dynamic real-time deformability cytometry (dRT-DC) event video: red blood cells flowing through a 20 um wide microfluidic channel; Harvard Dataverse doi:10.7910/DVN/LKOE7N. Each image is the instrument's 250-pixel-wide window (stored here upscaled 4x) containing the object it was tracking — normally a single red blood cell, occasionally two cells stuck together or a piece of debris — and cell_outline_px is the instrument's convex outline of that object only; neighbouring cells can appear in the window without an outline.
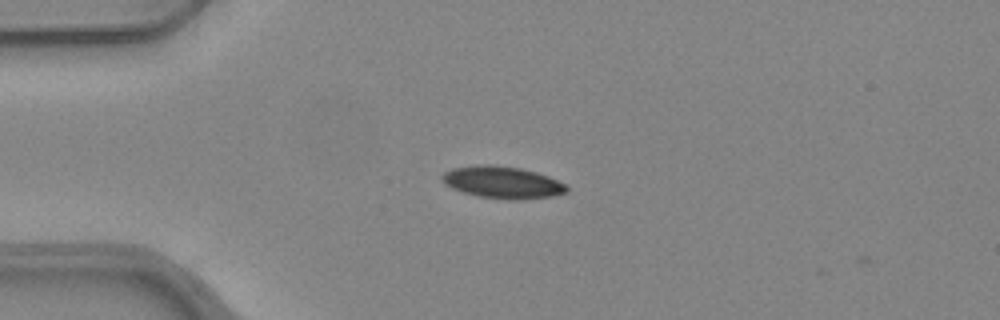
{"species": "common noctule bat (a hibernating species)", "species_latin": "Nyctalus noctula", "temperature_condition": "warm", "stored_images_in_passage": 40, "camera_frame_rate_fps": 3000, "um_per_image_px": 0.085, "animal": {"sex": "female", "body_mass_g": 24.6, "forearm_length_mm": 56.2}, "frame": {"image": 1, "passage_image": 1, "time_ms": 0.0, "image_size_px": [1000, 320], "cell_outline_px": [[568, 192], [552, 196], [516, 200], [512, 200], [480, 196], [464, 192], [452, 188], [444, 184], [440, 180], [440, 176], [444, 172], [452, 168], [476, 164], [492, 164], [520, 168], [536, 172], [548, 176], [564, 184], [568, 188]], "centroid_in_image_um": [42.66, 15.48], "position_along_channel_um": 42.3, "area_um2": 23.29}}
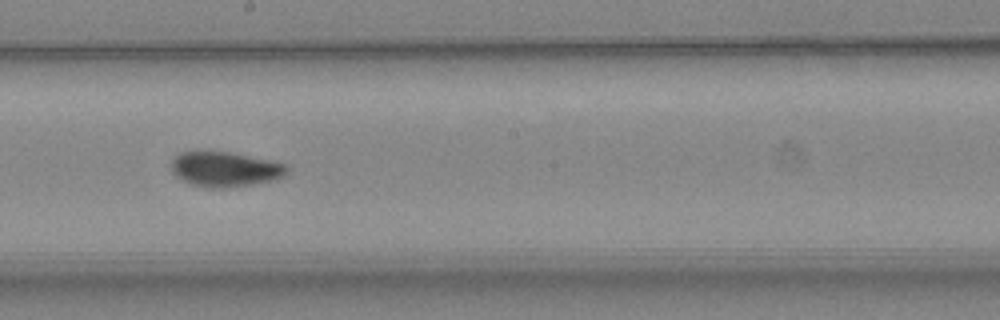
{"frame": {"image": 2, "passage_image": 17, "time_ms": 5.333, "image_size_px": [1000, 320], "cell_outline_px": [[288, 172], [284, 176], [276, 180], [252, 184], [224, 188], [208, 188], [192, 184], [180, 180], [172, 172], [172, 160], [180, 152], [228, 152], [288, 164]], "centroid_in_image_um": [19.15, 14.4], "position_along_channel_um": 229.1, "area_um2": 23.47}}
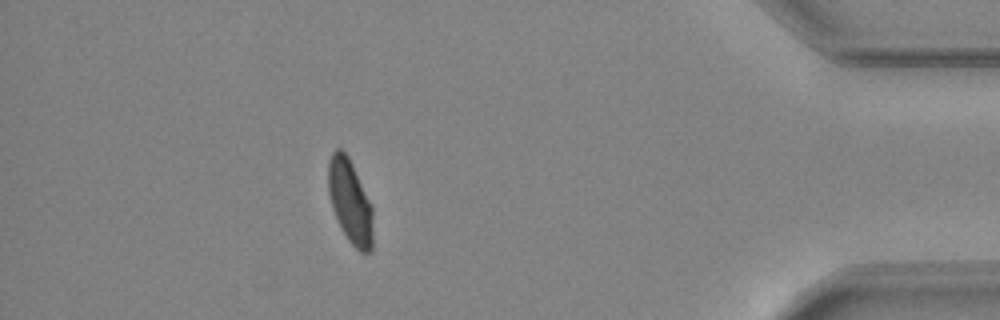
{"frame": {"image": 3, "passage_image": 34, "time_ms": 11.0, "image_size_px": [1000, 320], "cell_outline_px": [[372, 252], [360, 252], [348, 240], [332, 208], [328, 192], [328, 160], [332, 152], [336, 148], [340, 148], [348, 156], [372, 204]], "centroid_in_image_um": [29.75, 17.1], "position_along_channel_um": 405.4, "area_um2": 21.73}, "authors_computed_cell_mechanics": {"area_um2": 23.1778, "velocity_mm_per_s": 3.9764, "shape_relaxation_time_tau1_ms": 9.3196, "shape_relaxation_time_tau2_ms": 1.6777, "deformation_change_tau1": 0.193, "deformation_change_tau2": 0.0454}}